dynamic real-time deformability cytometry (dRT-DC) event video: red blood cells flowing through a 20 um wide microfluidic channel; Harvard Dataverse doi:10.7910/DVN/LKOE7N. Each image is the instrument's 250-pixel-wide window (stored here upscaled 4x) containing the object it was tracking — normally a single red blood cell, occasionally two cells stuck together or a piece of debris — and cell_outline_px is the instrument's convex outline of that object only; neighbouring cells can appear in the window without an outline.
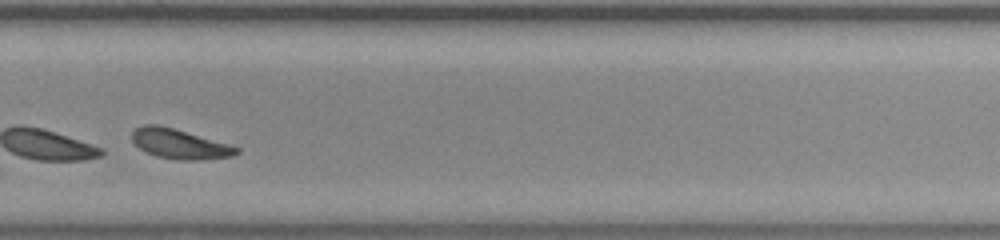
{"species": "common noctule bat (a hibernating species)", "species_latin": "Nyctalus noctula", "temperature_condition": "room temperature", "stored_images_in_passage": 32, "camera_frame_rate_fps": 3000, "um_per_image_px": 0.085, "animal": {"sex": "male", "body_mass_g": 20.0, "forearm_length_mm": 53.3}, "frame": {"image": 1, "passage_image": 23, "time_ms": 7.333, "image_size_px": [1000, 240], "cell_outline_px": [[240, 152], [232, 156], [204, 160], [176, 160], [156, 156], [140, 148], [132, 140], [132, 132], [136, 128], [144, 124], [156, 124], [172, 128], [228, 144], [240, 148]], "centroid_in_image_um": [15.27, 12.25], "position_along_channel_um": 314.5, "area_um2": 17.92}, "authors_computed_cell_mechanics": {"area_um2": 18.1781, "velocity_mm_per_s": 3.7206, "shape_relaxation_time_tau1_ms": 2.393, "shape_relaxation_time_tau2_ms": 2.6704, "deformation_change_tau1": 0.1193, "deformation_change_tau2": 0.0865}}